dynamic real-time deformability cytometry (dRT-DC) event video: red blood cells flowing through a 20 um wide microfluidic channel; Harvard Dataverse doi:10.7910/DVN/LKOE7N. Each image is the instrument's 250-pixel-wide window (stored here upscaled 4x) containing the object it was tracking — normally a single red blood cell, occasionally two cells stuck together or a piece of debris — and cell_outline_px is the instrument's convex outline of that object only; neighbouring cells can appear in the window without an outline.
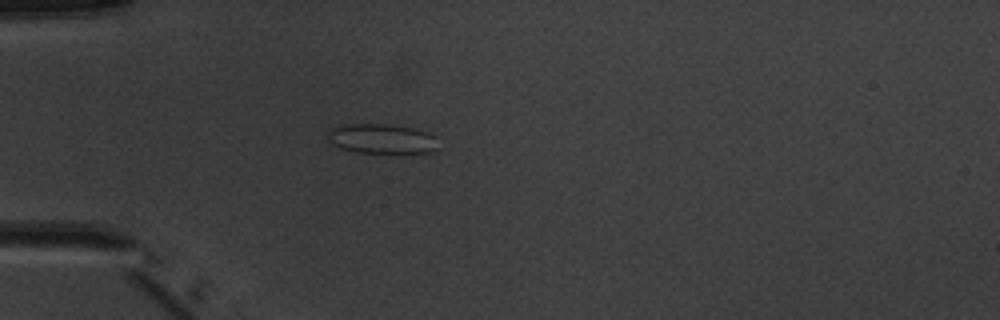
{"species": "common noctule bat (a hibernating species)", "species_latin": "Nyctalus noctula", "temperature_condition": "warm", "stored_images_in_passage": 5, "camera_frame_rate_fps": 3000, "um_per_image_px": 0.085, "animal": {"sex": "male", "body_mass_g": 20.1, "forearm_length_mm": 53.5}, "frame": {"image": 1, "passage_image": 4, "time_ms": 3.667, "image_size_px": [1000, 320], "cell_outline_px": [[440, 148], [432, 152], [356, 152], [340, 148], [332, 144], [328, 140], [328, 132], [332, 128], [344, 124], [384, 124], [416, 128], [428, 132], [436, 136]], "centroid_in_image_um": [32.49, 11.78], "position_along_channel_um": 52.5, "area_um2": 19.25}}